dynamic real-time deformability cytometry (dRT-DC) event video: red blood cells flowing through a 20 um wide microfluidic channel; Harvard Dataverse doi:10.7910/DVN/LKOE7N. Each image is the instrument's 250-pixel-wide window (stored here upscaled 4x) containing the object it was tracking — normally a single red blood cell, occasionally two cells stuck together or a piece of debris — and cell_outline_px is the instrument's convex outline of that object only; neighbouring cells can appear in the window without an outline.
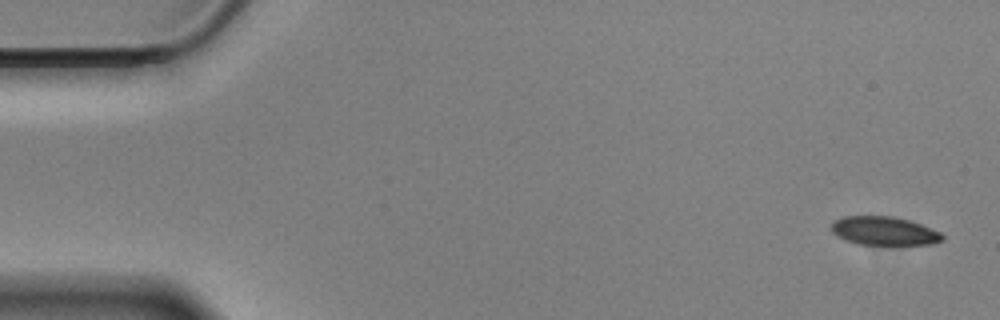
{"species": "Egyptian fruit bat (a non-hibernating species)", "species_latin": "Rousettus aegyptiacus", "temperature_condition": "cold", "stored_images_in_passage": 57, "camera_frame_rate_fps": 3000, "um_per_image_px": 0.085, "animal": {"sex": "male"}, "frame": {"image": 1, "passage_image": 1, "time_ms": 0.0, "image_size_px": [1000, 320], "cell_outline_px": [[944, 240], [928, 244], [860, 244], [848, 240], [832, 232], [832, 220], [844, 216], [892, 216], [908, 220], [920, 224], [940, 232], [944, 236]], "centroid_in_image_um": [75.15, 19.61], "position_along_channel_um": 9.9, "area_um2": 18.15}}
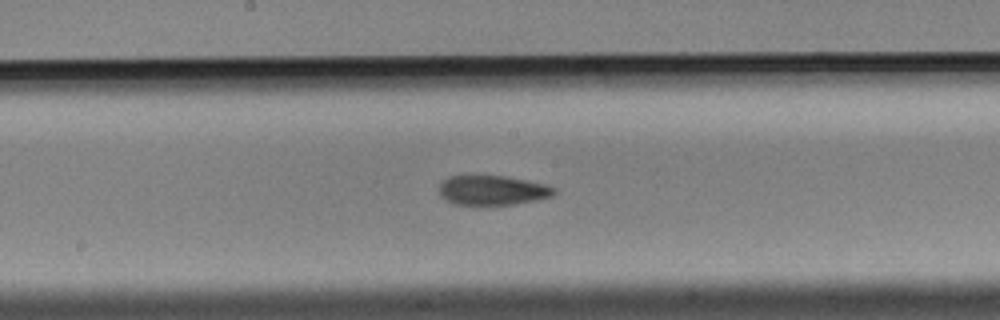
{"frame": {"image": 2, "passage_image": 29, "time_ms": 9.333, "image_size_px": [1000, 320], "cell_outline_px": [[556, 192], [552, 196], [540, 200], [516, 204], [452, 204], [444, 200], [440, 196], [440, 184], [448, 176], [504, 176], [528, 180], [548, 184], [556, 188]], "centroid_in_image_um": [41.91, 16.17], "position_along_channel_um": 206.3, "area_um2": 20.0}}
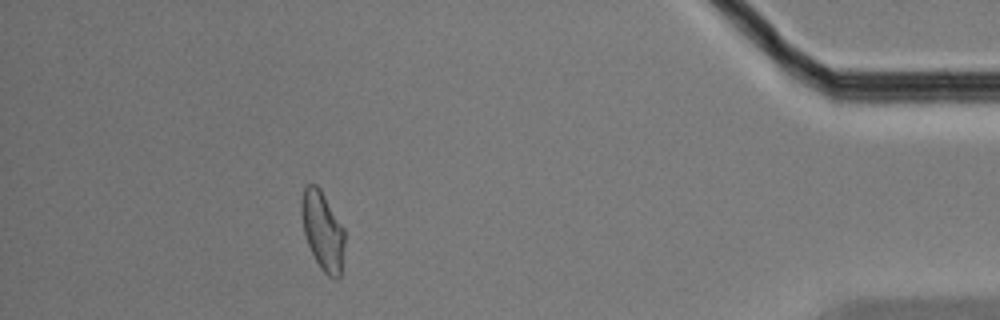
{"frame": {"image": 3, "passage_image": 51, "time_ms": 16.667, "image_size_px": [1000, 320], "cell_outline_px": [[344, 244], [340, 276], [336, 280], [328, 276], [320, 268], [308, 244], [304, 232], [300, 212], [300, 200], [304, 184], [316, 184], [320, 188], [344, 228]], "centroid_in_image_um": [27.4, 19.57], "position_along_channel_um": 407.8, "area_um2": 19.88}, "authors_computed_cell_mechanics": {"area_um2": 20.4034, "velocity_mm_per_s": 3.4599, "shape_relaxation_time_tau1_ms": 7.6433, "shape_relaxation_time_tau2_ms": 3.1036, "deformation_change_tau1": 0.1514, "deformation_change_tau2": 0.0838}}